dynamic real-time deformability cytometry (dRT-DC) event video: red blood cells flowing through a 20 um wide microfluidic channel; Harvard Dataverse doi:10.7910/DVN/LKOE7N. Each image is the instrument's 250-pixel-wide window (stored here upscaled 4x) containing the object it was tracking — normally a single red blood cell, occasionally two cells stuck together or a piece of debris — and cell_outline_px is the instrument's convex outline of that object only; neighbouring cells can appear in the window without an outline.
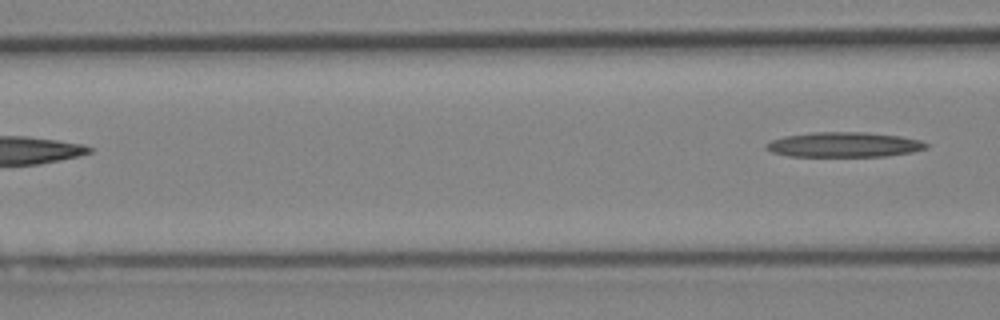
{"species": "Egyptian fruit bat (a non-hibernating species)", "species_latin": "Rousettus aegyptiacus", "temperature_condition": "cold", "stored_images_in_passage": 4, "camera_frame_rate_fps": 3000, "um_per_image_px": 0.085, "animal": {"sex": "female"}, "frame": {"image": 1, "passage_image": 4, "time_ms": 3.667, "image_size_px": [1000, 320], "cell_outline_px": [[928, 148], [912, 152], [884, 156], [788, 156], [772, 152], [764, 148], [764, 144], [772, 140], [784, 136], [812, 132], [864, 132], [900, 136], [920, 140], [928, 144]], "centroid_in_image_um": [71.72, 12.29], "position_along_channel_um": 94.9, "area_um2": 23.29}}